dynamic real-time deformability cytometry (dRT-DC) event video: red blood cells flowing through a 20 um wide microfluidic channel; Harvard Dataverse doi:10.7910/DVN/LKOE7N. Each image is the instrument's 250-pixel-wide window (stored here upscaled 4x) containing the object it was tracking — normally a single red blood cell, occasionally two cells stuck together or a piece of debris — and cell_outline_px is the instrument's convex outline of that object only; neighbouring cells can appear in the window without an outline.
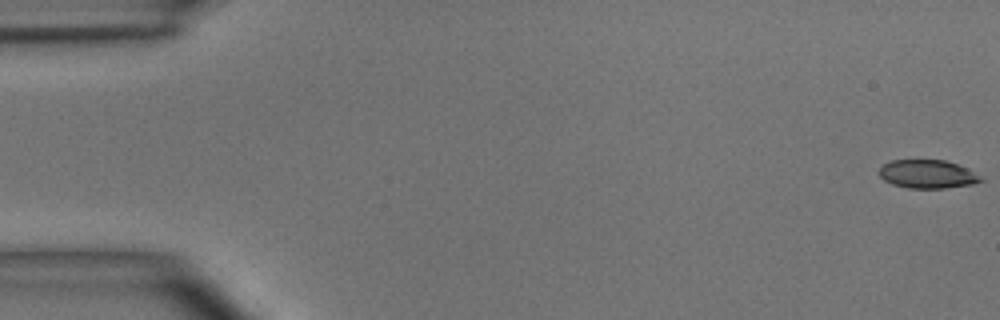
{"species": "common noctule bat (a hibernating species)", "species_latin": "Nyctalus noctula", "temperature_condition": "room temperature", "stored_images_in_passage": 51, "camera_frame_rate_fps": 3000, "um_per_image_px": 0.085, "animal": {"sex": "male", "body_mass_g": 15.6}, "frame": {"image": 1, "passage_image": 1, "time_ms": 0.0, "image_size_px": [1000, 320], "cell_outline_px": [[984, 180], [972, 184], [944, 188], [908, 188], [892, 184], [884, 180], [880, 176], [880, 168], [884, 164], [892, 160], [944, 160], [968, 168]], "centroid_in_image_um": [78.83, 14.8], "position_along_channel_um": 6.2, "area_um2": 16.65}}
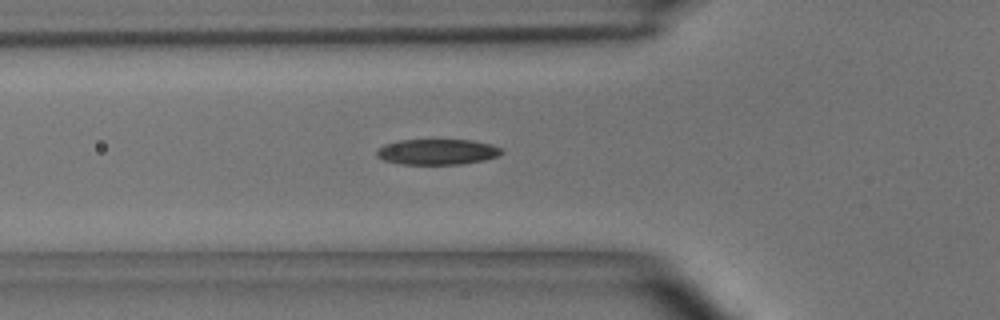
{"frame": {"image": 2, "passage_image": 18, "time_ms": 5.667, "image_size_px": [1000, 320], "cell_outline_px": [[504, 152], [500, 156], [484, 160], [460, 164], [400, 164], [384, 160], [376, 156], [376, 148], [384, 144], [400, 140], [472, 140], [492, 144], [500, 148]], "centroid_in_image_um": [37.16, 12.9], "position_along_channel_um": 88.6, "area_um2": 18.79}}
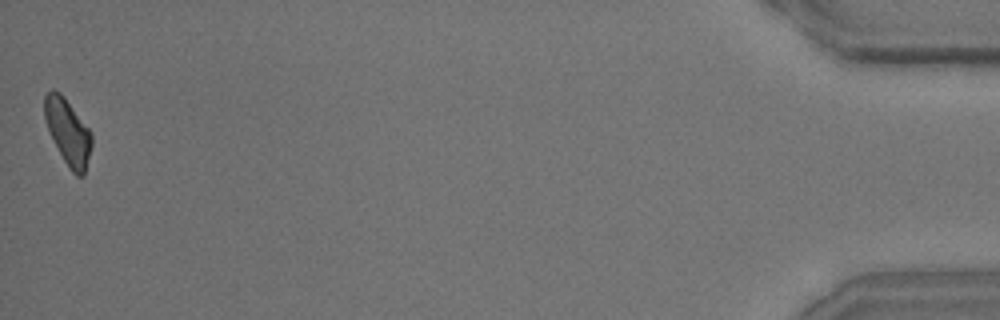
{"frame": {"image": 3, "passage_image": 51, "time_ms": 16.667, "image_size_px": [1000, 320], "cell_outline_px": [[92, 144], [84, 176], [76, 176], [68, 168], [48, 128], [44, 116], [44, 96], [52, 88], [60, 92], [64, 96], [92, 132]], "centroid_in_image_um": [5.79, 11.2], "position_along_channel_um": 429.4, "area_um2": 17.98}, "authors_computed_cell_mechanics": {"area_um2": 18.6116, "velocity_mm_per_s": 3.9449, "shape_relaxation_time_tau1_ms": 5.3109, "shape_relaxation_time_tau2_ms": 2.9279, "deformation_change_tau1": 0.1636, "deformation_change_tau2": 0.0928}}